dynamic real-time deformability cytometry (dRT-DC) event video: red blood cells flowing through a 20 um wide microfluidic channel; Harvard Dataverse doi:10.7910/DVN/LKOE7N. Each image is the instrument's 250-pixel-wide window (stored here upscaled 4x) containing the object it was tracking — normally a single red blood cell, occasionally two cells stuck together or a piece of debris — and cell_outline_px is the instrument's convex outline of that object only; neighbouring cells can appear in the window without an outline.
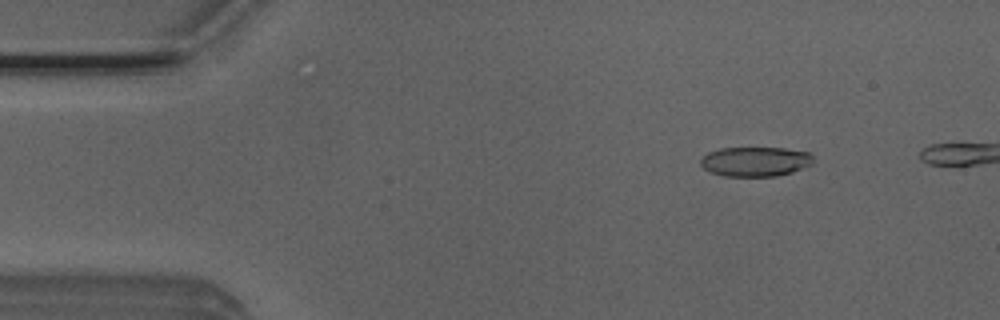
{"species": "Egyptian fruit bat (a non-hibernating species)", "species_latin": "Rousettus aegyptiacus", "temperature_condition": "room temperature", "stored_images_in_passage": 47, "camera_frame_rate_fps": 3000, "um_per_image_px": 0.085, "animal": {"sex": "male"}, "frame": {"image": 1, "passage_image": 7, "time_ms": 2.0, "image_size_px": [1000, 320], "cell_outline_px": [[812, 164], [792, 172], [776, 176], [724, 176], [712, 172], [704, 168], [700, 164], [700, 160], [708, 152], [720, 148], [784, 148], [808, 152], [812, 156]], "centroid_in_image_um": [64.19, 13.73], "position_along_channel_um": 20.8, "area_um2": 19.31}}
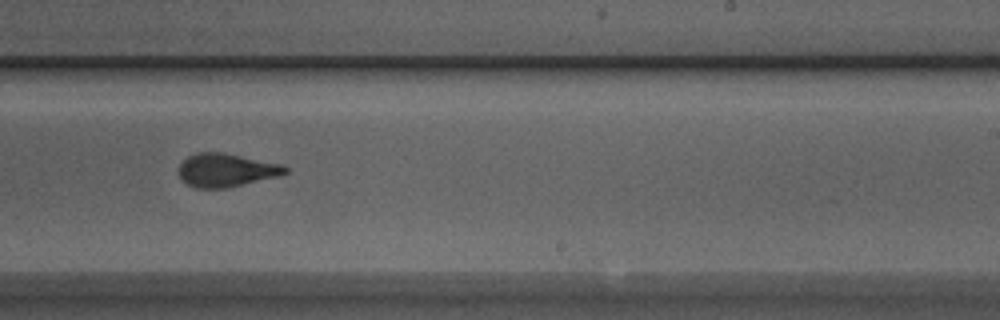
{"frame": {"image": 2, "passage_image": 32, "time_ms": 10.333, "image_size_px": [1000, 320], "cell_outline_px": [[288, 172], [280, 176], [228, 188], [196, 188], [180, 180], [180, 164], [188, 156], [196, 152], [224, 152], [284, 164], [288, 168]], "centroid_in_image_um": [19.27, 14.46], "position_along_channel_um": 269.7, "area_um2": 20.98}}
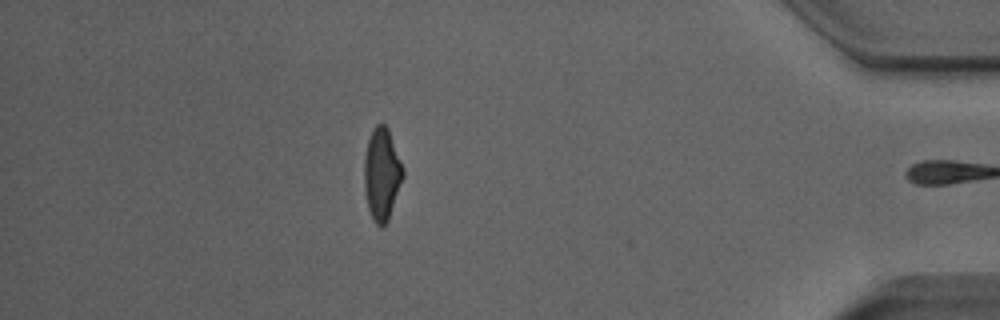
{"frame": {"image": 3, "passage_image": 46, "time_ms": 15.0, "image_size_px": [1000, 320], "cell_outline_px": [[404, 176], [388, 220], [380, 228], [372, 220], [368, 208], [364, 188], [364, 156], [368, 140], [372, 128], [376, 124], [384, 124], [388, 128], [404, 168]], "centroid_in_image_um": [32.45, 14.79], "position_along_channel_um": 402.8, "area_um2": 20.98}, "authors_computed_cell_mechanics": {"area_um2": 20.9236, "velocity_mm_per_s": 3.9126, "shape_relaxation_time_tau1_ms": 3.7184, "shape_relaxation_time_tau2_ms": 1.3885, "deformation_change_tau1": 0.1964, "deformation_change_tau2": 0.0978}}